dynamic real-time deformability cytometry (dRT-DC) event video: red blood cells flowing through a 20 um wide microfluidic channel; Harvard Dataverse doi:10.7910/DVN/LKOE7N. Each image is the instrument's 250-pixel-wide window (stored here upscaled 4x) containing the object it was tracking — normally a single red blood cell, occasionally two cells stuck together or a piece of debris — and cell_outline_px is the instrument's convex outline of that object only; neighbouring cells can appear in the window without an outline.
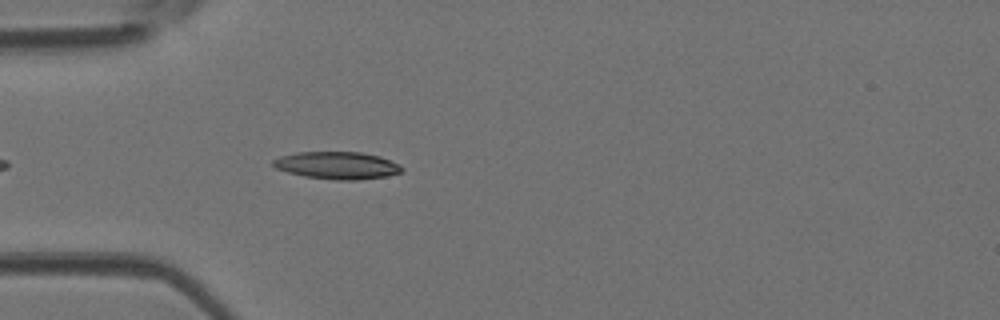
{"species": "Egyptian fruit bat (a non-hibernating species)", "species_latin": "Rousettus aegyptiacus", "temperature_condition": "room temperature", "stored_images_in_passage": 15, "camera_frame_rate_fps": 3000, "um_per_image_px": 0.085, "animal": {"sex": "female"}, "frame": {"image": 1, "passage_image": 4, "time_ms": 1.0, "image_size_px": [1000, 320], "cell_outline_px": [[404, 168], [400, 172], [388, 176], [356, 180], [336, 180], [304, 176], [288, 172], [276, 168], [272, 164], [272, 160], [280, 156], [296, 152], [360, 152], [380, 156], [400, 164]], "centroid_in_image_um": [28.67, 14.05], "position_along_channel_um": 56.3, "area_um2": 20.58}}
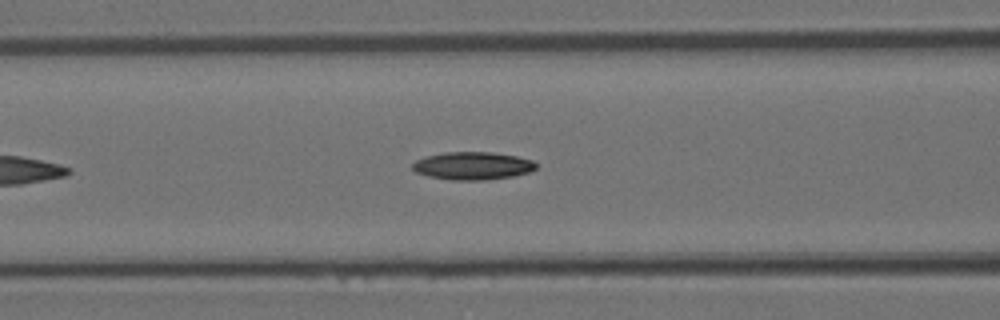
{"frame": {"image": 2, "passage_image": 9, "time_ms": 2.667, "image_size_px": [1000, 320], "cell_outline_px": [[536, 168], [528, 172], [512, 176], [484, 180], [452, 180], [428, 176], [416, 172], [412, 168], [412, 164], [416, 160], [424, 156], [444, 152], [492, 152], [516, 156], [532, 160], [536, 164]], "centroid_in_image_um": [40.14, 14.08], "position_along_channel_um": 126.5, "area_um2": 20.0}}
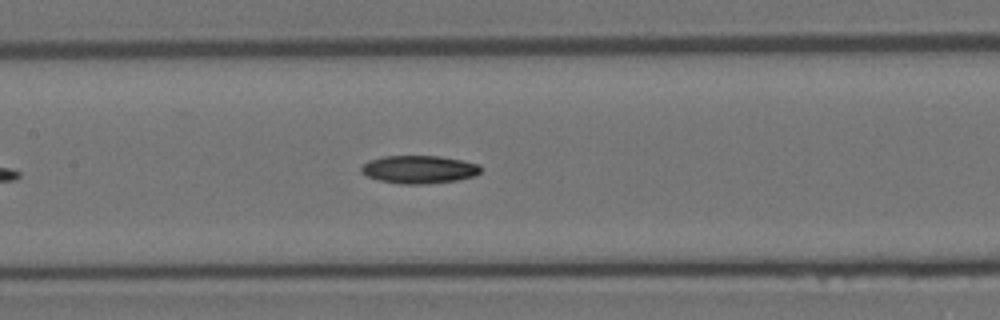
{"frame": {"image": 3, "passage_image": 12, "time_ms": 3.667, "image_size_px": [1000, 320], "cell_outline_px": [[480, 172], [476, 176], [456, 180], [428, 184], [400, 184], [380, 180], [368, 176], [360, 172], [360, 168], [368, 160], [384, 156], [440, 156], [480, 164]], "centroid_in_image_um": [35.62, 14.4], "position_along_channel_um": 171.8, "area_um2": 19.48}}